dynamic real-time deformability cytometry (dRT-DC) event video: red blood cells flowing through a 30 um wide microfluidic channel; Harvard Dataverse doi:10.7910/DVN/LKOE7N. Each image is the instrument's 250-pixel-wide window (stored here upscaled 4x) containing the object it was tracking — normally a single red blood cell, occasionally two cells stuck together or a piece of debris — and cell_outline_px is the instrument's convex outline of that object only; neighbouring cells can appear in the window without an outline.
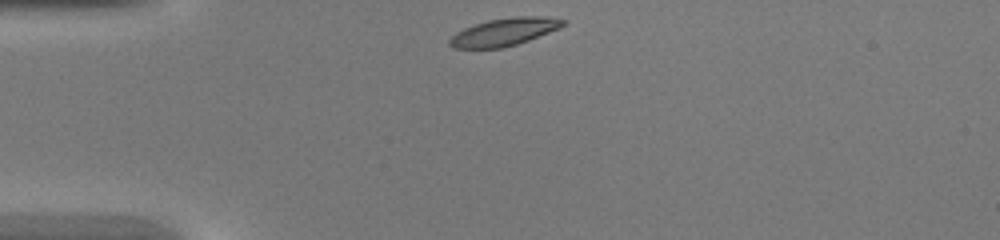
{"species": "common noctule bat (a hibernating species)", "species_latin": "Nyctalus noctula", "temperature_condition": "warm", "stored_images_in_passage": 31, "camera_frame_rate_fps": 3000, "um_per_image_px": 0.085, "animal": {"sex": "female", "body_mass_g": 20.0, "forearm_length_mm": 54.0}, "frame": {"image": 1, "passage_image": 1, "time_ms": 0.0, "image_size_px": [1000, 240], "cell_outline_px": [[568, 20], [560, 28], [528, 40], [516, 44], [500, 48], [452, 48], [448, 44], [448, 40], [456, 32], [464, 28], [488, 20], [512, 16], [544, 16]], "centroid_in_image_um": [42.86, 2.7], "position_along_channel_um": 42.1, "area_um2": 18.26}}
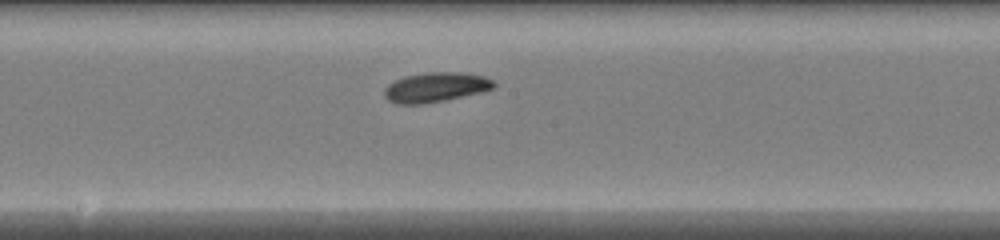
{"frame": {"image": 2, "passage_image": 14, "time_ms": 4.333, "image_size_px": [1000, 240], "cell_outline_px": [[496, 84], [492, 88], [480, 92], [444, 100], [424, 104], [396, 104], [388, 100], [384, 96], [384, 88], [388, 84], [404, 76], [428, 72], [460, 72], [484, 76], [492, 80]], "centroid_in_image_um": [36.99, 7.41], "position_along_channel_um": 211.2, "area_um2": 18.84}}
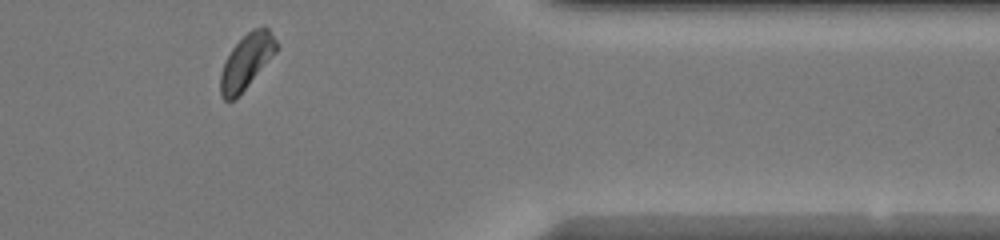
{"frame": {"image": 3, "passage_image": 27, "time_ms": 8.667, "image_size_px": [1000, 240], "cell_outline_px": [[276, 52], [244, 88], [232, 100], [224, 100], [220, 96], [220, 72], [232, 48], [252, 28], [264, 24], [268, 28], [276, 40]], "centroid_in_image_um": [20.94, 5.18], "position_along_channel_um": 390.5, "area_um2": 17.28}}